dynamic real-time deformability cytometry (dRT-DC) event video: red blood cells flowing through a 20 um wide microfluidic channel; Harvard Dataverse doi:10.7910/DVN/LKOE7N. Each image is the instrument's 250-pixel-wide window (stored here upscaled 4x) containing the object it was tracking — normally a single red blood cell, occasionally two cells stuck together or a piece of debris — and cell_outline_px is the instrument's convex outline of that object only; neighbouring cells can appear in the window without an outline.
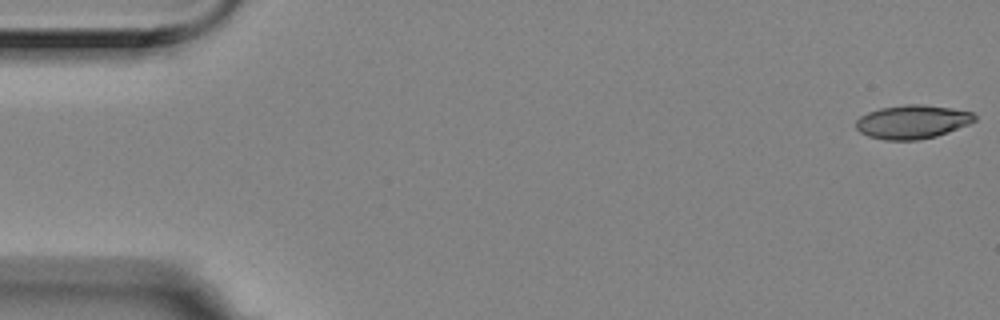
{"species": "Egyptian fruit bat (a non-hibernating species)", "species_latin": "Rousettus aegyptiacus", "temperature_condition": "room temperature", "stored_images_in_passage": 4, "camera_frame_rate_fps": 3000, "um_per_image_px": 0.085, "animal": {"sex": "female"}, "frame": {"image": 1, "passage_image": 1, "time_ms": 0.0, "image_size_px": [1000, 320], "cell_outline_px": [[976, 120], [968, 124], [948, 132], [936, 136], [916, 140], [884, 140], [868, 136], [860, 132], [856, 128], [856, 120], [860, 116], [868, 112], [880, 108], [904, 104], [924, 104], [952, 108], [972, 112], [976, 116]], "centroid_in_image_um": [77.54, 10.35], "position_along_channel_um": 7.5, "area_um2": 23.35}}